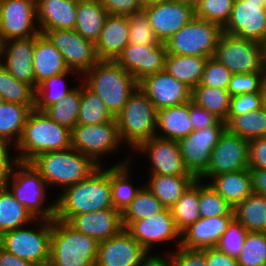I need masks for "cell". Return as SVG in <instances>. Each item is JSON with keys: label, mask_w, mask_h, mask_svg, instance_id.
I'll return each instance as SVG.
<instances>
[{"label": "cell", "mask_w": 266, "mask_h": 266, "mask_svg": "<svg viewBox=\"0 0 266 266\" xmlns=\"http://www.w3.org/2000/svg\"><path fill=\"white\" fill-rule=\"evenodd\" d=\"M9 146L11 145L0 141V188L5 187L7 180L11 176L13 167L18 162L16 157L12 159L9 156Z\"/></svg>", "instance_id": "58"}, {"label": "cell", "mask_w": 266, "mask_h": 266, "mask_svg": "<svg viewBox=\"0 0 266 266\" xmlns=\"http://www.w3.org/2000/svg\"><path fill=\"white\" fill-rule=\"evenodd\" d=\"M261 96L263 107L266 109V76L263 79L262 87H261Z\"/></svg>", "instance_id": "64"}, {"label": "cell", "mask_w": 266, "mask_h": 266, "mask_svg": "<svg viewBox=\"0 0 266 266\" xmlns=\"http://www.w3.org/2000/svg\"><path fill=\"white\" fill-rule=\"evenodd\" d=\"M171 1L179 2V3H186L189 5H192L193 7H196L199 0H171Z\"/></svg>", "instance_id": "66"}, {"label": "cell", "mask_w": 266, "mask_h": 266, "mask_svg": "<svg viewBox=\"0 0 266 266\" xmlns=\"http://www.w3.org/2000/svg\"><path fill=\"white\" fill-rule=\"evenodd\" d=\"M223 33L221 25L194 17L164 44L167 53L209 58Z\"/></svg>", "instance_id": "9"}, {"label": "cell", "mask_w": 266, "mask_h": 266, "mask_svg": "<svg viewBox=\"0 0 266 266\" xmlns=\"http://www.w3.org/2000/svg\"><path fill=\"white\" fill-rule=\"evenodd\" d=\"M81 104V85L74 87L64 98L43 112L60 126L72 130L77 125Z\"/></svg>", "instance_id": "42"}, {"label": "cell", "mask_w": 266, "mask_h": 266, "mask_svg": "<svg viewBox=\"0 0 266 266\" xmlns=\"http://www.w3.org/2000/svg\"><path fill=\"white\" fill-rule=\"evenodd\" d=\"M213 58L232 74L263 72L261 43L223 33Z\"/></svg>", "instance_id": "11"}, {"label": "cell", "mask_w": 266, "mask_h": 266, "mask_svg": "<svg viewBox=\"0 0 266 266\" xmlns=\"http://www.w3.org/2000/svg\"><path fill=\"white\" fill-rule=\"evenodd\" d=\"M55 48L62 54L66 66L83 76L98 61L95 44L83 38L74 29L43 31Z\"/></svg>", "instance_id": "13"}, {"label": "cell", "mask_w": 266, "mask_h": 266, "mask_svg": "<svg viewBox=\"0 0 266 266\" xmlns=\"http://www.w3.org/2000/svg\"><path fill=\"white\" fill-rule=\"evenodd\" d=\"M78 75L74 70H68L62 74L52 76L45 79L35 89V110L44 111L47 107L57 103L61 98H64L74 87L67 88L65 79L70 74ZM65 84V87H64Z\"/></svg>", "instance_id": "43"}, {"label": "cell", "mask_w": 266, "mask_h": 266, "mask_svg": "<svg viewBox=\"0 0 266 266\" xmlns=\"http://www.w3.org/2000/svg\"><path fill=\"white\" fill-rule=\"evenodd\" d=\"M156 137L179 141L194 131L190 121L189 102L158 110Z\"/></svg>", "instance_id": "29"}, {"label": "cell", "mask_w": 266, "mask_h": 266, "mask_svg": "<svg viewBox=\"0 0 266 266\" xmlns=\"http://www.w3.org/2000/svg\"><path fill=\"white\" fill-rule=\"evenodd\" d=\"M150 159V174L191 175L185 168L178 141L152 137L135 150Z\"/></svg>", "instance_id": "22"}, {"label": "cell", "mask_w": 266, "mask_h": 266, "mask_svg": "<svg viewBox=\"0 0 266 266\" xmlns=\"http://www.w3.org/2000/svg\"><path fill=\"white\" fill-rule=\"evenodd\" d=\"M199 208V179H196L170 208L180 232L201 218Z\"/></svg>", "instance_id": "40"}, {"label": "cell", "mask_w": 266, "mask_h": 266, "mask_svg": "<svg viewBox=\"0 0 266 266\" xmlns=\"http://www.w3.org/2000/svg\"><path fill=\"white\" fill-rule=\"evenodd\" d=\"M209 185L232 207L253 193L249 169L213 176Z\"/></svg>", "instance_id": "30"}, {"label": "cell", "mask_w": 266, "mask_h": 266, "mask_svg": "<svg viewBox=\"0 0 266 266\" xmlns=\"http://www.w3.org/2000/svg\"><path fill=\"white\" fill-rule=\"evenodd\" d=\"M253 193L266 195V169H249Z\"/></svg>", "instance_id": "60"}, {"label": "cell", "mask_w": 266, "mask_h": 266, "mask_svg": "<svg viewBox=\"0 0 266 266\" xmlns=\"http://www.w3.org/2000/svg\"><path fill=\"white\" fill-rule=\"evenodd\" d=\"M149 175L145 186L166 208H171L196 180L193 175Z\"/></svg>", "instance_id": "32"}, {"label": "cell", "mask_w": 266, "mask_h": 266, "mask_svg": "<svg viewBox=\"0 0 266 266\" xmlns=\"http://www.w3.org/2000/svg\"><path fill=\"white\" fill-rule=\"evenodd\" d=\"M231 97L227 89L200 84L192 89V101L223 122L227 121Z\"/></svg>", "instance_id": "38"}, {"label": "cell", "mask_w": 266, "mask_h": 266, "mask_svg": "<svg viewBox=\"0 0 266 266\" xmlns=\"http://www.w3.org/2000/svg\"><path fill=\"white\" fill-rule=\"evenodd\" d=\"M30 163L50 187L64 188L87 179L98 166L90 157L74 148L49 151L35 156Z\"/></svg>", "instance_id": "4"}, {"label": "cell", "mask_w": 266, "mask_h": 266, "mask_svg": "<svg viewBox=\"0 0 266 266\" xmlns=\"http://www.w3.org/2000/svg\"><path fill=\"white\" fill-rule=\"evenodd\" d=\"M32 223H39V219H35L6 187L0 188V236Z\"/></svg>", "instance_id": "36"}, {"label": "cell", "mask_w": 266, "mask_h": 266, "mask_svg": "<svg viewBox=\"0 0 266 266\" xmlns=\"http://www.w3.org/2000/svg\"><path fill=\"white\" fill-rule=\"evenodd\" d=\"M149 253L123 228L99 242L95 266H140Z\"/></svg>", "instance_id": "21"}, {"label": "cell", "mask_w": 266, "mask_h": 266, "mask_svg": "<svg viewBox=\"0 0 266 266\" xmlns=\"http://www.w3.org/2000/svg\"><path fill=\"white\" fill-rule=\"evenodd\" d=\"M226 130V122L218 121L214 126L192 131L178 141L187 171L199 179L207 170L214 146Z\"/></svg>", "instance_id": "12"}, {"label": "cell", "mask_w": 266, "mask_h": 266, "mask_svg": "<svg viewBox=\"0 0 266 266\" xmlns=\"http://www.w3.org/2000/svg\"><path fill=\"white\" fill-rule=\"evenodd\" d=\"M204 254L207 266H239L236 258L230 257L216 247L205 248Z\"/></svg>", "instance_id": "59"}, {"label": "cell", "mask_w": 266, "mask_h": 266, "mask_svg": "<svg viewBox=\"0 0 266 266\" xmlns=\"http://www.w3.org/2000/svg\"><path fill=\"white\" fill-rule=\"evenodd\" d=\"M264 77V72L232 74L227 90L231 96L260 92Z\"/></svg>", "instance_id": "52"}, {"label": "cell", "mask_w": 266, "mask_h": 266, "mask_svg": "<svg viewBox=\"0 0 266 266\" xmlns=\"http://www.w3.org/2000/svg\"><path fill=\"white\" fill-rule=\"evenodd\" d=\"M263 107L261 92L232 96L228 117L250 113Z\"/></svg>", "instance_id": "53"}, {"label": "cell", "mask_w": 266, "mask_h": 266, "mask_svg": "<svg viewBox=\"0 0 266 266\" xmlns=\"http://www.w3.org/2000/svg\"><path fill=\"white\" fill-rule=\"evenodd\" d=\"M167 49L165 44H127L115 60L137 82L148 75L165 70Z\"/></svg>", "instance_id": "18"}, {"label": "cell", "mask_w": 266, "mask_h": 266, "mask_svg": "<svg viewBox=\"0 0 266 266\" xmlns=\"http://www.w3.org/2000/svg\"><path fill=\"white\" fill-rule=\"evenodd\" d=\"M140 266H173L172 257L168 253L166 257L160 255H148Z\"/></svg>", "instance_id": "62"}, {"label": "cell", "mask_w": 266, "mask_h": 266, "mask_svg": "<svg viewBox=\"0 0 266 266\" xmlns=\"http://www.w3.org/2000/svg\"><path fill=\"white\" fill-rule=\"evenodd\" d=\"M34 47L35 36L4 41L0 43V63L17 80L25 82L35 89L32 65Z\"/></svg>", "instance_id": "23"}, {"label": "cell", "mask_w": 266, "mask_h": 266, "mask_svg": "<svg viewBox=\"0 0 266 266\" xmlns=\"http://www.w3.org/2000/svg\"><path fill=\"white\" fill-rule=\"evenodd\" d=\"M115 117L104 101L84 83L81 84V104L77 124L96 125L110 122Z\"/></svg>", "instance_id": "41"}, {"label": "cell", "mask_w": 266, "mask_h": 266, "mask_svg": "<svg viewBox=\"0 0 266 266\" xmlns=\"http://www.w3.org/2000/svg\"><path fill=\"white\" fill-rule=\"evenodd\" d=\"M77 1L36 0L37 23L40 33L55 29H74Z\"/></svg>", "instance_id": "27"}, {"label": "cell", "mask_w": 266, "mask_h": 266, "mask_svg": "<svg viewBox=\"0 0 266 266\" xmlns=\"http://www.w3.org/2000/svg\"><path fill=\"white\" fill-rule=\"evenodd\" d=\"M129 159L110 166V185L113 208L121 214L130 205L141 187L133 186ZM129 165V166H128Z\"/></svg>", "instance_id": "33"}, {"label": "cell", "mask_w": 266, "mask_h": 266, "mask_svg": "<svg viewBox=\"0 0 266 266\" xmlns=\"http://www.w3.org/2000/svg\"><path fill=\"white\" fill-rule=\"evenodd\" d=\"M226 129L247 141L266 137V109L262 107L247 114L227 117Z\"/></svg>", "instance_id": "39"}, {"label": "cell", "mask_w": 266, "mask_h": 266, "mask_svg": "<svg viewBox=\"0 0 266 266\" xmlns=\"http://www.w3.org/2000/svg\"><path fill=\"white\" fill-rule=\"evenodd\" d=\"M14 148L18 161L30 162L41 153L71 148V130L57 124L43 111L33 109Z\"/></svg>", "instance_id": "2"}, {"label": "cell", "mask_w": 266, "mask_h": 266, "mask_svg": "<svg viewBox=\"0 0 266 266\" xmlns=\"http://www.w3.org/2000/svg\"><path fill=\"white\" fill-rule=\"evenodd\" d=\"M108 14L130 16L144 9L142 0H101Z\"/></svg>", "instance_id": "55"}, {"label": "cell", "mask_w": 266, "mask_h": 266, "mask_svg": "<svg viewBox=\"0 0 266 266\" xmlns=\"http://www.w3.org/2000/svg\"><path fill=\"white\" fill-rule=\"evenodd\" d=\"M5 187L35 219H55L56 202L52 201L47 208L42 206L46 200L47 193L45 192L48 185L30 162L18 161L13 167Z\"/></svg>", "instance_id": "7"}, {"label": "cell", "mask_w": 266, "mask_h": 266, "mask_svg": "<svg viewBox=\"0 0 266 266\" xmlns=\"http://www.w3.org/2000/svg\"><path fill=\"white\" fill-rule=\"evenodd\" d=\"M236 259L239 266H266V233L248 232Z\"/></svg>", "instance_id": "47"}, {"label": "cell", "mask_w": 266, "mask_h": 266, "mask_svg": "<svg viewBox=\"0 0 266 266\" xmlns=\"http://www.w3.org/2000/svg\"><path fill=\"white\" fill-rule=\"evenodd\" d=\"M247 233L245 227L234 218L215 247L230 257L237 258Z\"/></svg>", "instance_id": "50"}, {"label": "cell", "mask_w": 266, "mask_h": 266, "mask_svg": "<svg viewBox=\"0 0 266 266\" xmlns=\"http://www.w3.org/2000/svg\"><path fill=\"white\" fill-rule=\"evenodd\" d=\"M33 70L35 89L45 79L67 72L62 54L55 48L51 41L44 35L35 36L33 53Z\"/></svg>", "instance_id": "28"}, {"label": "cell", "mask_w": 266, "mask_h": 266, "mask_svg": "<svg viewBox=\"0 0 266 266\" xmlns=\"http://www.w3.org/2000/svg\"><path fill=\"white\" fill-rule=\"evenodd\" d=\"M129 43L136 45L164 44L159 42L144 10L128 16Z\"/></svg>", "instance_id": "49"}, {"label": "cell", "mask_w": 266, "mask_h": 266, "mask_svg": "<svg viewBox=\"0 0 266 266\" xmlns=\"http://www.w3.org/2000/svg\"><path fill=\"white\" fill-rule=\"evenodd\" d=\"M36 24V0H0V43L39 35Z\"/></svg>", "instance_id": "17"}, {"label": "cell", "mask_w": 266, "mask_h": 266, "mask_svg": "<svg viewBox=\"0 0 266 266\" xmlns=\"http://www.w3.org/2000/svg\"><path fill=\"white\" fill-rule=\"evenodd\" d=\"M235 0H199L195 17L224 27L228 22Z\"/></svg>", "instance_id": "48"}, {"label": "cell", "mask_w": 266, "mask_h": 266, "mask_svg": "<svg viewBox=\"0 0 266 266\" xmlns=\"http://www.w3.org/2000/svg\"><path fill=\"white\" fill-rule=\"evenodd\" d=\"M208 57L167 53L165 70L191 89L200 84Z\"/></svg>", "instance_id": "35"}, {"label": "cell", "mask_w": 266, "mask_h": 266, "mask_svg": "<svg viewBox=\"0 0 266 266\" xmlns=\"http://www.w3.org/2000/svg\"><path fill=\"white\" fill-rule=\"evenodd\" d=\"M32 109L18 103L4 101L0 105V141L16 146ZM15 139V141H14Z\"/></svg>", "instance_id": "34"}, {"label": "cell", "mask_w": 266, "mask_h": 266, "mask_svg": "<svg viewBox=\"0 0 266 266\" xmlns=\"http://www.w3.org/2000/svg\"><path fill=\"white\" fill-rule=\"evenodd\" d=\"M266 0H236L223 27L226 34L262 43L266 40Z\"/></svg>", "instance_id": "15"}, {"label": "cell", "mask_w": 266, "mask_h": 266, "mask_svg": "<svg viewBox=\"0 0 266 266\" xmlns=\"http://www.w3.org/2000/svg\"><path fill=\"white\" fill-rule=\"evenodd\" d=\"M122 144L117 121L96 125L77 124L71 130V147L90 157L98 166L105 154L113 153Z\"/></svg>", "instance_id": "10"}, {"label": "cell", "mask_w": 266, "mask_h": 266, "mask_svg": "<svg viewBox=\"0 0 266 266\" xmlns=\"http://www.w3.org/2000/svg\"><path fill=\"white\" fill-rule=\"evenodd\" d=\"M107 16L101 0H78L74 30L95 44Z\"/></svg>", "instance_id": "31"}, {"label": "cell", "mask_w": 266, "mask_h": 266, "mask_svg": "<svg viewBox=\"0 0 266 266\" xmlns=\"http://www.w3.org/2000/svg\"><path fill=\"white\" fill-rule=\"evenodd\" d=\"M123 228L135 239L148 253L160 242L175 241L180 247L181 232L178 230L170 208L152 217L136 221H122Z\"/></svg>", "instance_id": "16"}, {"label": "cell", "mask_w": 266, "mask_h": 266, "mask_svg": "<svg viewBox=\"0 0 266 266\" xmlns=\"http://www.w3.org/2000/svg\"><path fill=\"white\" fill-rule=\"evenodd\" d=\"M262 70L266 76V40L261 43Z\"/></svg>", "instance_id": "63"}, {"label": "cell", "mask_w": 266, "mask_h": 266, "mask_svg": "<svg viewBox=\"0 0 266 266\" xmlns=\"http://www.w3.org/2000/svg\"><path fill=\"white\" fill-rule=\"evenodd\" d=\"M159 42L165 43L195 17V7L186 3L165 1L144 9Z\"/></svg>", "instance_id": "20"}, {"label": "cell", "mask_w": 266, "mask_h": 266, "mask_svg": "<svg viewBox=\"0 0 266 266\" xmlns=\"http://www.w3.org/2000/svg\"><path fill=\"white\" fill-rule=\"evenodd\" d=\"M0 96L4 101L35 108V89L13 77L0 63Z\"/></svg>", "instance_id": "44"}, {"label": "cell", "mask_w": 266, "mask_h": 266, "mask_svg": "<svg viewBox=\"0 0 266 266\" xmlns=\"http://www.w3.org/2000/svg\"><path fill=\"white\" fill-rule=\"evenodd\" d=\"M166 207L144 185L130 205L124 210L122 221H136L152 217L164 211Z\"/></svg>", "instance_id": "45"}, {"label": "cell", "mask_w": 266, "mask_h": 266, "mask_svg": "<svg viewBox=\"0 0 266 266\" xmlns=\"http://www.w3.org/2000/svg\"><path fill=\"white\" fill-rule=\"evenodd\" d=\"M249 169V141L227 129L214 146L208 168L199 178L203 182L213 176Z\"/></svg>", "instance_id": "14"}, {"label": "cell", "mask_w": 266, "mask_h": 266, "mask_svg": "<svg viewBox=\"0 0 266 266\" xmlns=\"http://www.w3.org/2000/svg\"><path fill=\"white\" fill-rule=\"evenodd\" d=\"M199 180V212L201 218L234 215L232 205L223 199L212 187Z\"/></svg>", "instance_id": "46"}, {"label": "cell", "mask_w": 266, "mask_h": 266, "mask_svg": "<svg viewBox=\"0 0 266 266\" xmlns=\"http://www.w3.org/2000/svg\"><path fill=\"white\" fill-rule=\"evenodd\" d=\"M158 110L137 87L123 109L115 117L122 143L133 151L146 140L156 136Z\"/></svg>", "instance_id": "6"}, {"label": "cell", "mask_w": 266, "mask_h": 266, "mask_svg": "<svg viewBox=\"0 0 266 266\" xmlns=\"http://www.w3.org/2000/svg\"><path fill=\"white\" fill-rule=\"evenodd\" d=\"M139 89L157 110L185 104L192 100V89L166 70L148 75L138 82Z\"/></svg>", "instance_id": "19"}, {"label": "cell", "mask_w": 266, "mask_h": 266, "mask_svg": "<svg viewBox=\"0 0 266 266\" xmlns=\"http://www.w3.org/2000/svg\"><path fill=\"white\" fill-rule=\"evenodd\" d=\"M67 223L98 242L117 235L123 229L122 215L114 208L75 215Z\"/></svg>", "instance_id": "24"}, {"label": "cell", "mask_w": 266, "mask_h": 266, "mask_svg": "<svg viewBox=\"0 0 266 266\" xmlns=\"http://www.w3.org/2000/svg\"><path fill=\"white\" fill-rule=\"evenodd\" d=\"M234 215L200 218L181 232L180 246L187 249L215 247Z\"/></svg>", "instance_id": "25"}, {"label": "cell", "mask_w": 266, "mask_h": 266, "mask_svg": "<svg viewBox=\"0 0 266 266\" xmlns=\"http://www.w3.org/2000/svg\"><path fill=\"white\" fill-rule=\"evenodd\" d=\"M84 84L105 103L116 117L138 87V82L116 61L99 60L83 74Z\"/></svg>", "instance_id": "3"}, {"label": "cell", "mask_w": 266, "mask_h": 266, "mask_svg": "<svg viewBox=\"0 0 266 266\" xmlns=\"http://www.w3.org/2000/svg\"><path fill=\"white\" fill-rule=\"evenodd\" d=\"M99 242L67 222L52 220L49 266H95Z\"/></svg>", "instance_id": "5"}, {"label": "cell", "mask_w": 266, "mask_h": 266, "mask_svg": "<svg viewBox=\"0 0 266 266\" xmlns=\"http://www.w3.org/2000/svg\"><path fill=\"white\" fill-rule=\"evenodd\" d=\"M39 222L35 230L22 227L2 234L0 247L35 266H49L52 220Z\"/></svg>", "instance_id": "8"}, {"label": "cell", "mask_w": 266, "mask_h": 266, "mask_svg": "<svg viewBox=\"0 0 266 266\" xmlns=\"http://www.w3.org/2000/svg\"><path fill=\"white\" fill-rule=\"evenodd\" d=\"M0 266H35L13 254L6 252L0 247Z\"/></svg>", "instance_id": "61"}, {"label": "cell", "mask_w": 266, "mask_h": 266, "mask_svg": "<svg viewBox=\"0 0 266 266\" xmlns=\"http://www.w3.org/2000/svg\"><path fill=\"white\" fill-rule=\"evenodd\" d=\"M249 169H266V137L249 141Z\"/></svg>", "instance_id": "57"}, {"label": "cell", "mask_w": 266, "mask_h": 266, "mask_svg": "<svg viewBox=\"0 0 266 266\" xmlns=\"http://www.w3.org/2000/svg\"><path fill=\"white\" fill-rule=\"evenodd\" d=\"M234 218L248 232L266 233V195L252 193L234 208Z\"/></svg>", "instance_id": "37"}, {"label": "cell", "mask_w": 266, "mask_h": 266, "mask_svg": "<svg viewBox=\"0 0 266 266\" xmlns=\"http://www.w3.org/2000/svg\"><path fill=\"white\" fill-rule=\"evenodd\" d=\"M231 71L213 57H209L205 63L200 85L227 89Z\"/></svg>", "instance_id": "51"}, {"label": "cell", "mask_w": 266, "mask_h": 266, "mask_svg": "<svg viewBox=\"0 0 266 266\" xmlns=\"http://www.w3.org/2000/svg\"><path fill=\"white\" fill-rule=\"evenodd\" d=\"M4 102L3 98L0 96V105Z\"/></svg>", "instance_id": "67"}, {"label": "cell", "mask_w": 266, "mask_h": 266, "mask_svg": "<svg viewBox=\"0 0 266 266\" xmlns=\"http://www.w3.org/2000/svg\"><path fill=\"white\" fill-rule=\"evenodd\" d=\"M176 251L170 252L173 266H207L204 249H187L177 247Z\"/></svg>", "instance_id": "54"}, {"label": "cell", "mask_w": 266, "mask_h": 266, "mask_svg": "<svg viewBox=\"0 0 266 266\" xmlns=\"http://www.w3.org/2000/svg\"><path fill=\"white\" fill-rule=\"evenodd\" d=\"M97 168L87 179L63 189L56 198L55 218L68 222L73 216L113 208L110 168Z\"/></svg>", "instance_id": "1"}, {"label": "cell", "mask_w": 266, "mask_h": 266, "mask_svg": "<svg viewBox=\"0 0 266 266\" xmlns=\"http://www.w3.org/2000/svg\"><path fill=\"white\" fill-rule=\"evenodd\" d=\"M189 114L194 130L214 126L219 121L217 117L208 112L205 108L197 105L192 100L189 101Z\"/></svg>", "instance_id": "56"}, {"label": "cell", "mask_w": 266, "mask_h": 266, "mask_svg": "<svg viewBox=\"0 0 266 266\" xmlns=\"http://www.w3.org/2000/svg\"><path fill=\"white\" fill-rule=\"evenodd\" d=\"M128 16L108 14L100 36L95 43L99 60L115 61L129 44Z\"/></svg>", "instance_id": "26"}, {"label": "cell", "mask_w": 266, "mask_h": 266, "mask_svg": "<svg viewBox=\"0 0 266 266\" xmlns=\"http://www.w3.org/2000/svg\"><path fill=\"white\" fill-rule=\"evenodd\" d=\"M170 1V0H142L144 6H150L153 4H158L161 2Z\"/></svg>", "instance_id": "65"}]
</instances>
